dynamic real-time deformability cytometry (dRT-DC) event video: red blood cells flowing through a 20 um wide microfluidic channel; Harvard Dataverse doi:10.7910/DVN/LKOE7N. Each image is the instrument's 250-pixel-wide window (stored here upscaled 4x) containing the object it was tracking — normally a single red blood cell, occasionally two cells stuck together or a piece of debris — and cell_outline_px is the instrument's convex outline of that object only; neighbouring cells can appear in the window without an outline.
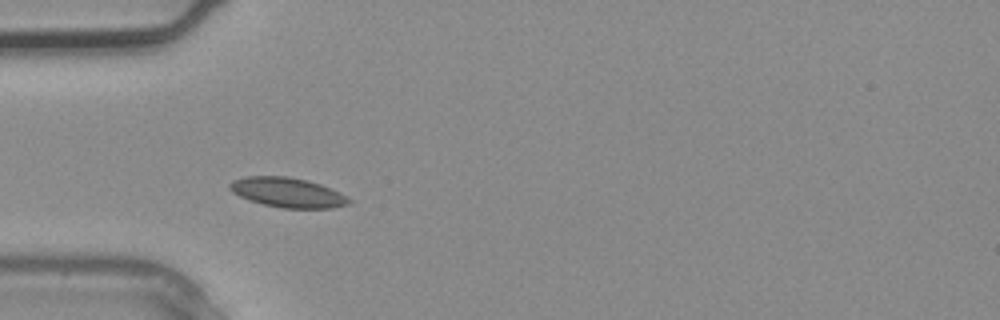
{"species": "common noctule bat (a hibernating species)", "species_latin": "Nyctalus noctula", "temperature_condition": "warm", "stored_images_in_passage": 1, "camera_frame_rate_fps": 3000, "um_per_image_px": 0.085, "animal": {"sex": "male", "body_mass_g": 20.4}, "frame": {"image": 1, "passage_image": 1, "time_ms": 0.0, "image_size_px": [1000, 320], "cell_outline_px": [[352, 200], [348, 204], [332, 208], [284, 208], [264, 204], [240, 196], [232, 192], [228, 188], [228, 184], [232, 180], [244, 176], [288, 176], [320, 184], [340, 192]], "centroid_in_image_um": [24.43, 16.35], "position_along_channel_um": 60.6, "area_um2": 20.52}}